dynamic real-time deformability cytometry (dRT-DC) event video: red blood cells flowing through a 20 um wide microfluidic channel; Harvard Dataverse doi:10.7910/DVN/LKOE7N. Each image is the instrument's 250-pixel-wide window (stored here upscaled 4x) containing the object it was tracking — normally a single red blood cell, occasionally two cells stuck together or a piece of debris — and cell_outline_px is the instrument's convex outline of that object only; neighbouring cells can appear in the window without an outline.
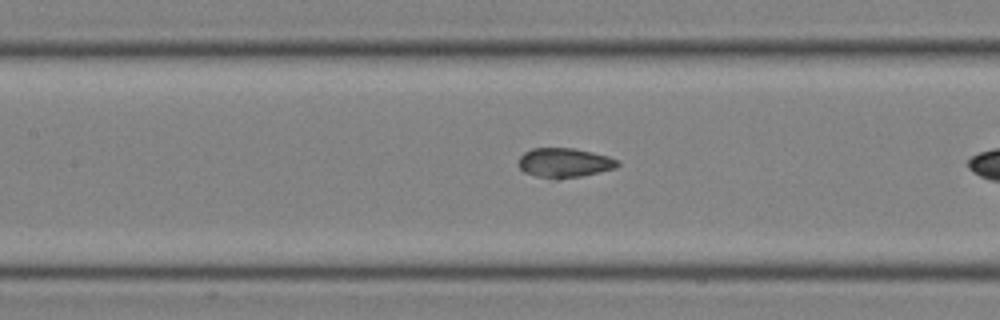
{"species": "common noctule bat (a hibernating species)", "species_latin": "Nyctalus noctula", "temperature_condition": "room temperature", "stored_images_in_passage": 34, "segment_of_instrument_passage": [3, 3], "camera_frame_rate_fps": 3000, "um_per_image_px": 0.085, "animal": {"sex": "male", "body_mass_g": 19.0, "forearm_length_mm": 50.8}, "frame": {"image": 1, "passage_image": 14, "time_ms": 4.333, "image_size_px": [1000, 320], "cell_outline_px": [[620, 164], [616, 168], [580, 176], [556, 180], [552, 180], [536, 176], [524, 172], [520, 168], [520, 156], [524, 152], [532, 148], [572, 148], [592, 152], [608, 156], [616, 160]], "centroid_in_image_um": [47.95, 13.84], "position_along_channel_um": 159.4, "area_um2": 16.99}}
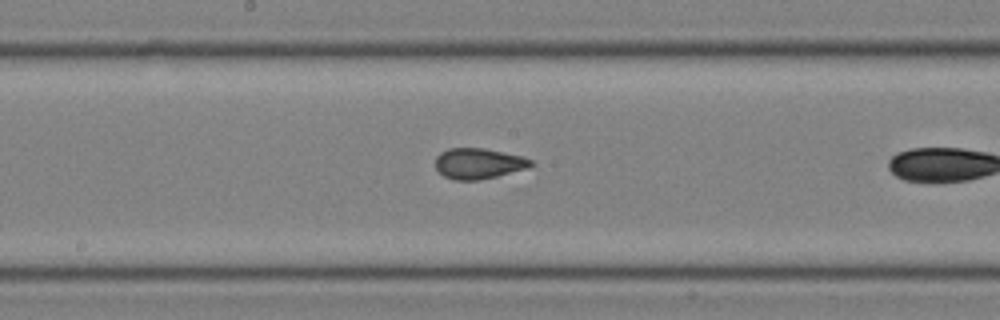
{"frame": {"image": 2, "passage_image": 17, "time_ms": 5.333, "image_size_px": [1000, 320], "cell_outline_px": [[532, 164], [524, 168], [496, 176], [480, 180], [456, 180], [444, 176], [436, 168], [436, 156], [440, 152], [448, 148], [484, 148], [524, 156], [532, 160]], "centroid_in_image_um": [40.64, 13.88], "position_along_channel_um": 207.6, "area_um2": 16.88}}